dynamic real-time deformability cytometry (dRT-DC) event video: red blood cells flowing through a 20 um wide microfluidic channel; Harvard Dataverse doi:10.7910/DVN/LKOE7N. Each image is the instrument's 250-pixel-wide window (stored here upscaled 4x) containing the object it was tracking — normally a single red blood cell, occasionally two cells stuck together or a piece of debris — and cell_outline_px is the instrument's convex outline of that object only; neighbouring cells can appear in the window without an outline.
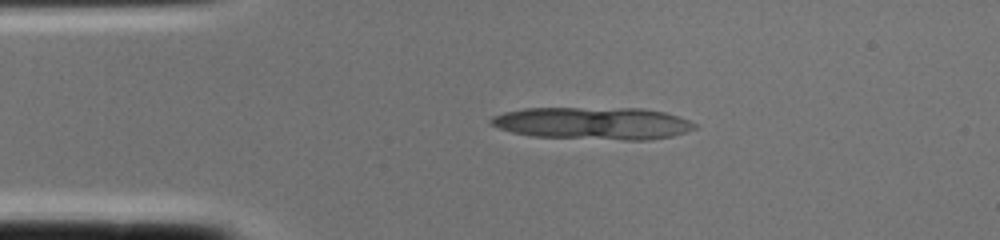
{"species": "common noctule bat (a hibernating species)", "species_latin": "Nyctalus noctula", "temperature_condition": "cold", "stored_images_in_passage": 1, "camera_frame_rate_fps": 3000, "um_per_image_px": 0.085, "animal": {"sex": "female", "body_mass_g": 22.0, "forearm_length_mm": 56.7}, "frame": {"image": 1, "passage_image": 1, "time_ms": 0.0, "image_size_px": [1000, 240], "cell_outline_px": [[696, 128], [672, 136], [648, 140], [624, 140], [532, 136], [512, 132], [500, 128], [492, 124], [488, 120], [492, 116], [504, 112], [524, 108], [644, 108], [664, 112], [688, 120], [696, 124]], "centroid_in_image_um": [50.4, 10.47], "position_along_channel_um": 34.6, "area_um2": 38.38}}